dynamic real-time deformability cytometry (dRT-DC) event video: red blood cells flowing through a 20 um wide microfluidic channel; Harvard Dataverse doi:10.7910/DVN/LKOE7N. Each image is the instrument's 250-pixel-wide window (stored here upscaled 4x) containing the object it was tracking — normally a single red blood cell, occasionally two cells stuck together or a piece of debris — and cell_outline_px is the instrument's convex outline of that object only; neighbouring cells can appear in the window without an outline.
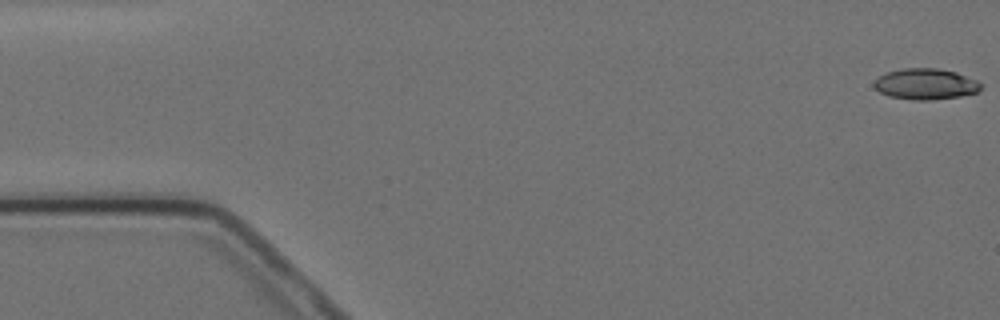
{"species": "Egyptian fruit bat (a non-hibernating species)", "species_latin": "Rousettus aegyptiacus", "temperature_condition": "cold", "stored_images_in_passage": 13, "camera_frame_rate_fps": 3000, "um_per_image_px": 0.085, "animal": {"sex": "female"}, "frame": {"image": 1, "passage_image": 1, "time_ms": 0.0, "image_size_px": [1000, 320], "cell_outline_px": [[984, 84], [976, 92], [960, 96], [932, 100], [912, 100], [888, 96], [880, 92], [872, 84], [880, 76], [888, 72], [904, 68], [940, 68], [956, 72], [976, 80]], "centroid_in_image_um": [78.68, 7.14], "position_along_channel_um": 6.3, "area_um2": 19.25}}
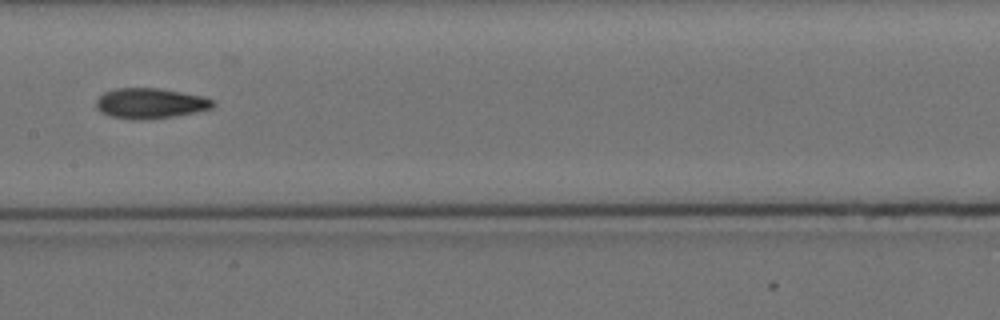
{"frame": {"image": 2, "passage_image": 8, "time_ms": 9.0, "image_size_px": [1000, 320], "cell_outline_px": [[216, 104], [212, 108], [196, 112], [152, 120], [132, 120], [108, 116], [100, 112], [96, 108], [96, 100], [104, 92], [116, 88], [160, 88], [204, 96], [216, 100]], "centroid_in_image_um": [12.79, 8.79], "position_along_channel_um": 194.6, "area_um2": 21.15}}
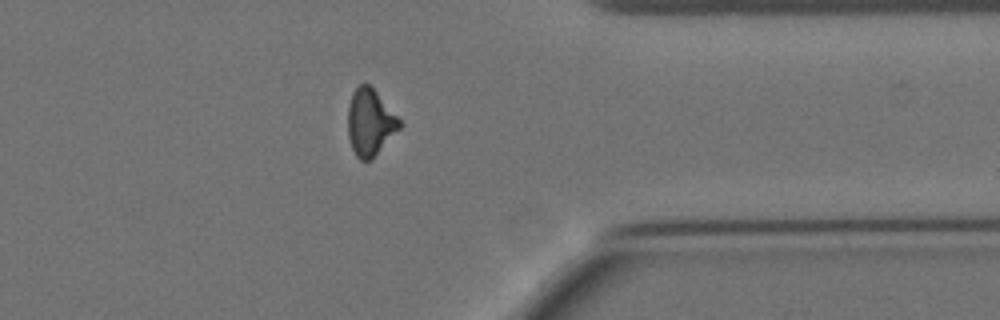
{"frame": {"image": 3, "passage_image": 13, "time_ms": 14.667, "image_size_px": [1000, 320], "cell_outline_px": [[400, 128], [368, 160], [360, 160], [356, 156], [352, 148], [348, 136], [348, 104], [352, 92], [364, 80], [376, 92], [400, 120]], "centroid_in_image_um": [31.4, 10.35], "position_along_channel_um": 380.0, "area_um2": 19.48}, "authors_computed_cell_mechanics": {"area_um2": 20.4034, "velocity_mm_per_s": 3.5051, "shape_relaxation_time_tau1_ms": 7.2581, "shape_relaxation_time_tau2_ms": 4.1582, "deformation_change_tau1": 0.1574, "deformation_change_tau2": 0.0911}}